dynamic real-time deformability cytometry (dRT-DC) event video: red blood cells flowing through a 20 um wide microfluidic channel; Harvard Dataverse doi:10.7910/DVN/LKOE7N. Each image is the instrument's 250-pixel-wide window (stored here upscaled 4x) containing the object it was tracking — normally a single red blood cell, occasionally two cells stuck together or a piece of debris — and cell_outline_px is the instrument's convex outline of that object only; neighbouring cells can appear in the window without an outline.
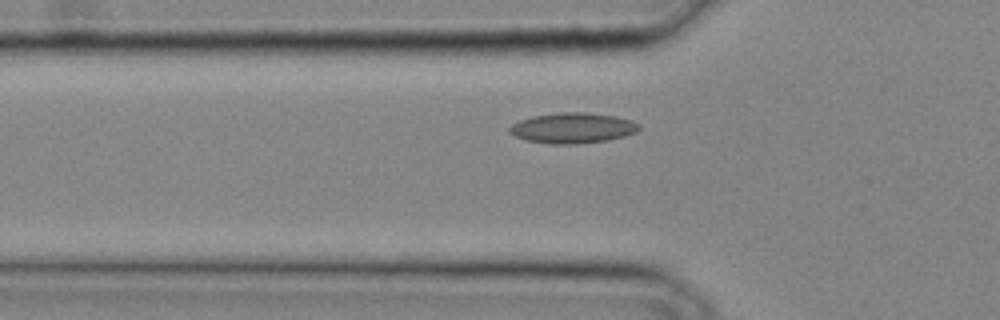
{"species": "common noctule bat (a hibernating species)", "species_latin": "Nyctalus noctula", "temperature_condition": "cold", "stored_images_in_passage": 23, "camera_frame_rate_fps": 3000, "um_per_image_px": 0.085, "animal": {"sex": "male", "body_mass_g": 20.4}, "frame": {"image": 1, "passage_image": 4, "time_ms": 1.0, "image_size_px": [1000, 320], "cell_outline_px": [[640, 128], [636, 132], [624, 136], [608, 140], [576, 144], [552, 144], [524, 140], [508, 132], [508, 128], [512, 124], [520, 120], [532, 116], [560, 112], [584, 112], [616, 116], [632, 120], [640, 124]], "centroid_in_image_um": [48.67, 10.88], "position_along_channel_um": 77.1, "area_um2": 23.12}}
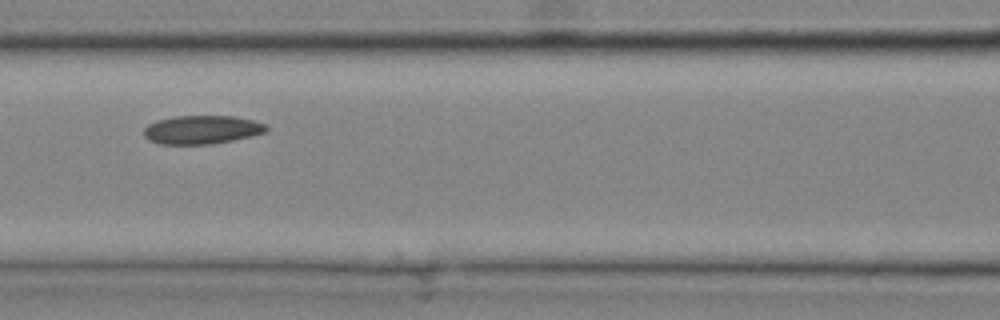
{"frame": {"image": 2, "passage_image": 8, "time_ms": 2.333, "image_size_px": [1000, 320], "cell_outline_px": [[268, 132], [252, 136], [212, 144], [160, 144], [148, 140], [144, 136], [144, 128], [148, 124], [156, 120], [172, 116], [236, 116], [268, 124]], "centroid_in_image_um": [17.17, 11.02], "position_along_channel_um": 149.4, "area_um2": 20.63}}
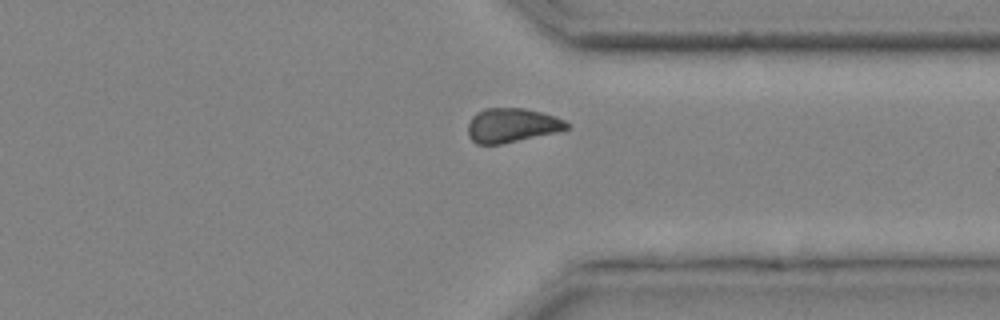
{"frame": {"image": 3, "passage_image": 20, "time_ms": 6.333, "image_size_px": [1000, 320], "cell_outline_px": [[568, 128], [556, 132], [500, 144], [476, 144], [468, 136], [468, 124], [472, 116], [476, 112], [484, 108], [524, 108], [540, 112], [564, 120], [568, 124]], "centroid_in_image_um": [43.45, 10.64], "position_along_channel_um": 368.0, "area_um2": 19.48}}